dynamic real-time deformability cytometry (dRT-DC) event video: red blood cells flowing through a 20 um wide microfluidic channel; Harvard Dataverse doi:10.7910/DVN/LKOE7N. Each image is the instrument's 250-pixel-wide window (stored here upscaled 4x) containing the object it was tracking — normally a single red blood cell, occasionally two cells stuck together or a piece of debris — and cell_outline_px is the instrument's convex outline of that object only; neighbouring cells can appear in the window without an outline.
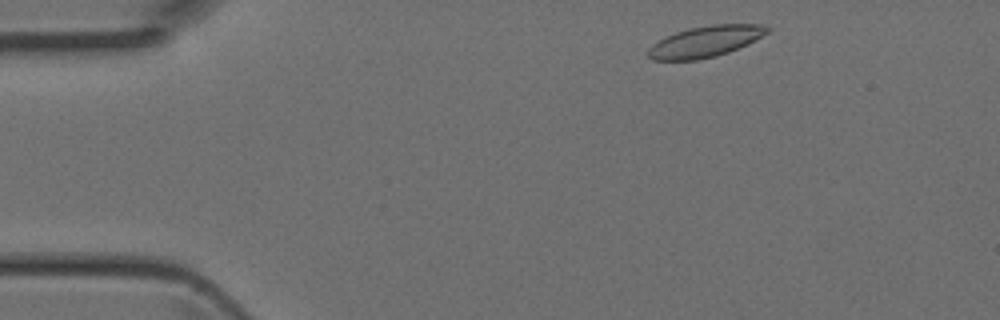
{"species": "Egyptian fruit bat (a non-hibernating species)", "species_latin": "Rousettus aegyptiacus", "temperature_condition": "room temperature", "stored_images_in_passage": 5, "camera_frame_rate_fps": 3000, "um_per_image_px": 0.085, "animal": {"sex": "female"}, "frame": {"image": 1, "passage_image": 1, "time_ms": 0.0, "image_size_px": [1000, 320], "cell_outline_px": [[772, 28], [768, 32], [748, 44], [728, 52], [716, 56], [696, 60], [652, 60], [648, 56], [648, 48], [652, 44], [676, 32], [688, 28], [712, 24], [760, 24]], "centroid_in_image_um": [59.97, 3.52], "position_along_channel_um": 25.0, "area_um2": 21.5}}
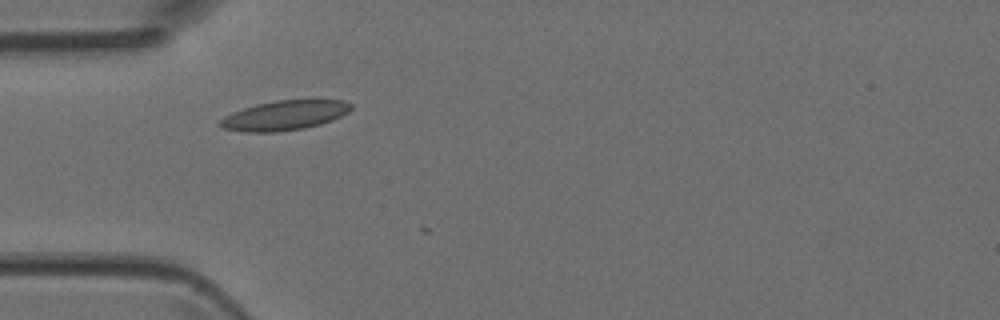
{"frame": {"image": 2, "passage_image": 3, "time_ms": 0.667, "image_size_px": [1000, 320], "cell_outline_px": [[352, 108], [348, 112], [332, 120], [320, 124], [304, 128], [276, 132], [244, 132], [224, 128], [216, 124], [224, 116], [232, 112], [256, 104], [276, 100], [344, 100], [352, 104]], "centroid_in_image_um": [24.16, 9.81], "position_along_channel_um": 60.8, "area_um2": 22.6}}
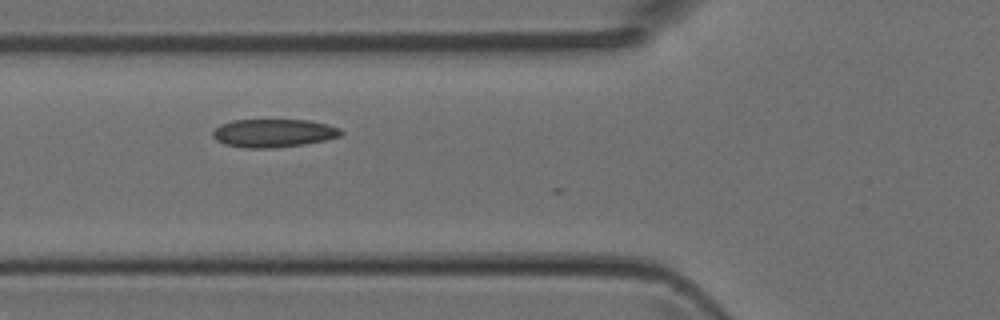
{"frame": {"image": 3, "passage_image": 4, "time_ms": 1.0, "image_size_px": [1000, 320], "cell_outline_px": [[344, 132], [340, 136], [324, 140], [304, 144], [276, 148], [244, 148], [224, 144], [216, 140], [212, 136], [212, 132], [220, 124], [232, 120], [312, 120], [328, 124], [340, 128]], "centroid_in_image_um": [23.25, 11.31], "position_along_channel_um": 102.6, "area_um2": 21.27}}